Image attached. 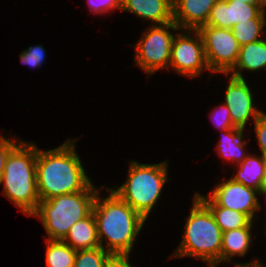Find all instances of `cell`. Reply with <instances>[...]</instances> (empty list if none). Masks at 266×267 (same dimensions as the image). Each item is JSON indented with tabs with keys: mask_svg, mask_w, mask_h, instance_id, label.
I'll list each match as a JSON object with an SVG mask.
<instances>
[{
	"mask_svg": "<svg viewBox=\"0 0 266 267\" xmlns=\"http://www.w3.org/2000/svg\"><path fill=\"white\" fill-rule=\"evenodd\" d=\"M167 162L141 164L132 160L129 163L127 181L111 190L147 220L156 207L164 184L169 180Z\"/></svg>",
	"mask_w": 266,
	"mask_h": 267,
	"instance_id": "obj_6",
	"label": "cell"
},
{
	"mask_svg": "<svg viewBox=\"0 0 266 267\" xmlns=\"http://www.w3.org/2000/svg\"><path fill=\"white\" fill-rule=\"evenodd\" d=\"M21 141L22 140H19V138H12V136L9 140L4 135L2 136L0 134V182L3 177V171L8 155Z\"/></svg>",
	"mask_w": 266,
	"mask_h": 267,
	"instance_id": "obj_26",
	"label": "cell"
},
{
	"mask_svg": "<svg viewBox=\"0 0 266 267\" xmlns=\"http://www.w3.org/2000/svg\"><path fill=\"white\" fill-rule=\"evenodd\" d=\"M266 69V40L255 41L240 46L239 56L233 69L226 76L245 78L244 70L256 72ZM243 71V72H242Z\"/></svg>",
	"mask_w": 266,
	"mask_h": 267,
	"instance_id": "obj_15",
	"label": "cell"
},
{
	"mask_svg": "<svg viewBox=\"0 0 266 267\" xmlns=\"http://www.w3.org/2000/svg\"><path fill=\"white\" fill-rule=\"evenodd\" d=\"M194 195L210 210L222 233L238 228L254 226V221L246 214L217 206L208 196H203V194L198 192L194 193Z\"/></svg>",
	"mask_w": 266,
	"mask_h": 267,
	"instance_id": "obj_18",
	"label": "cell"
},
{
	"mask_svg": "<svg viewBox=\"0 0 266 267\" xmlns=\"http://www.w3.org/2000/svg\"><path fill=\"white\" fill-rule=\"evenodd\" d=\"M130 254H111L105 267H134L130 264Z\"/></svg>",
	"mask_w": 266,
	"mask_h": 267,
	"instance_id": "obj_29",
	"label": "cell"
},
{
	"mask_svg": "<svg viewBox=\"0 0 266 267\" xmlns=\"http://www.w3.org/2000/svg\"><path fill=\"white\" fill-rule=\"evenodd\" d=\"M229 76L224 103L229 109L233 125L245 129L250 118L254 123L263 111L254 106L253 93L246 79Z\"/></svg>",
	"mask_w": 266,
	"mask_h": 267,
	"instance_id": "obj_11",
	"label": "cell"
},
{
	"mask_svg": "<svg viewBox=\"0 0 266 267\" xmlns=\"http://www.w3.org/2000/svg\"><path fill=\"white\" fill-rule=\"evenodd\" d=\"M88 5L94 14H105L112 9L121 10L122 0H88Z\"/></svg>",
	"mask_w": 266,
	"mask_h": 267,
	"instance_id": "obj_27",
	"label": "cell"
},
{
	"mask_svg": "<svg viewBox=\"0 0 266 267\" xmlns=\"http://www.w3.org/2000/svg\"><path fill=\"white\" fill-rule=\"evenodd\" d=\"M200 32L210 73L228 74L237 62L240 45L230 29L210 25L201 26Z\"/></svg>",
	"mask_w": 266,
	"mask_h": 267,
	"instance_id": "obj_9",
	"label": "cell"
},
{
	"mask_svg": "<svg viewBox=\"0 0 266 267\" xmlns=\"http://www.w3.org/2000/svg\"><path fill=\"white\" fill-rule=\"evenodd\" d=\"M211 113V120L213 119L214 125L221 131L236 128L232 123L229 109L225 103L215 107Z\"/></svg>",
	"mask_w": 266,
	"mask_h": 267,
	"instance_id": "obj_25",
	"label": "cell"
},
{
	"mask_svg": "<svg viewBox=\"0 0 266 267\" xmlns=\"http://www.w3.org/2000/svg\"><path fill=\"white\" fill-rule=\"evenodd\" d=\"M37 146L23 140L6 159L0 185L2 194L25 215L31 216L40 202L36 181Z\"/></svg>",
	"mask_w": 266,
	"mask_h": 267,
	"instance_id": "obj_3",
	"label": "cell"
},
{
	"mask_svg": "<svg viewBox=\"0 0 266 267\" xmlns=\"http://www.w3.org/2000/svg\"><path fill=\"white\" fill-rule=\"evenodd\" d=\"M111 253L101 246L94 249L77 250L73 267H105Z\"/></svg>",
	"mask_w": 266,
	"mask_h": 267,
	"instance_id": "obj_23",
	"label": "cell"
},
{
	"mask_svg": "<svg viewBox=\"0 0 266 267\" xmlns=\"http://www.w3.org/2000/svg\"><path fill=\"white\" fill-rule=\"evenodd\" d=\"M244 3H262L260 0H236Z\"/></svg>",
	"mask_w": 266,
	"mask_h": 267,
	"instance_id": "obj_32",
	"label": "cell"
},
{
	"mask_svg": "<svg viewBox=\"0 0 266 267\" xmlns=\"http://www.w3.org/2000/svg\"><path fill=\"white\" fill-rule=\"evenodd\" d=\"M218 0H173V22L181 29L198 30L206 25Z\"/></svg>",
	"mask_w": 266,
	"mask_h": 267,
	"instance_id": "obj_13",
	"label": "cell"
},
{
	"mask_svg": "<svg viewBox=\"0 0 266 267\" xmlns=\"http://www.w3.org/2000/svg\"><path fill=\"white\" fill-rule=\"evenodd\" d=\"M106 188L108 196H99V189L92 210L100 246L111 254H130L146 220L111 188Z\"/></svg>",
	"mask_w": 266,
	"mask_h": 267,
	"instance_id": "obj_2",
	"label": "cell"
},
{
	"mask_svg": "<svg viewBox=\"0 0 266 267\" xmlns=\"http://www.w3.org/2000/svg\"><path fill=\"white\" fill-rule=\"evenodd\" d=\"M260 263H261L260 260H258L257 258L256 259L254 258L253 260H251L249 262H246V263H238V262H235L234 264H235V267H239V264H244V265H258Z\"/></svg>",
	"mask_w": 266,
	"mask_h": 267,
	"instance_id": "obj_30",
	"label": "cell"
},
{
	"mask_svg": "<svg viewBox=\"0 0 266 267\" xmlns=\"http://www.w3.org/2000/svg\"><path fill=\"white\" fill-rule=\"evenodd\" d=\"M99 189L93 184L85 191L68 193L40 201L31 216H37L48 240H63L70 228L92 213Z\"/></svg>",
	"mask_w": 266,
	"mask_h": 267,
	"instance_id": "obj_5",
	"label": "cell"
},
{
	"mask_svg": "<svg viewBox=\"0 0 266 267\" xmlns=\"http://www.w3.org/2000/svg\"><path fill=\"white\" fill-rule=\"evenodd\" d=\"M208 195L217 206L242 212L252 221L257 217L256 212L262 208L257 197L262 194L258 190L235 182L231 178L218 183Z\"/></svg>",
	"mask_w": 266,
	"mask_h": 267,
	"instance_id": "obj_10",
	"label": "cell"
},
{
	"mask_svg": "<svg viewBox=\"0 0 266 267\" xmlns=\"http://www.w3.org/2000/svg\"><path fill=\"white\" fill-rule=\"evenodd\" d=\"M249 19H266L263 3L218 0L211 10L206 25L231 30L234 25Z\"/></svg>",
	"mask_w": 266,
	"mask_h": 267,
	"instance_id": "obj_12",
	"label": "cell"
},
{
	"mask_svg": "<svg viewBox=\"0 0 266 267\" xmlns=\"http://www.w3.org/2000/svg\"><path fill=\"white\" fill-rule=\"evenodd\" d=\"M252 227H243L222 233L221 262H229L235 256L243 257L253 242Z\"/></svg>",
	"mask_w": 266,
	"mask_h": 267,
	"instance_id": "obj_19",
	"label": "cell"
},
{
	"mask_svg": "<svg viewBox=\"0 0 266 267\" xmlns=\"http://www.w3.org/2000/svg\"><path fill=\"white\" fill-rule=\"evenodd\" d=\"M20 61L24 65H29V67H40L44 61L46 54L45 49L41 45L30 46L27 50L21 52Z\"/></svg>",
	"mask_w": 266,
	"mask_h": 267,
	"instance_id": "obj_24",
	"label": "cell"
},
{
	"mask_svg": "<svg viewBox=\"0 0 266 267\" xmlns=\"http://www.w3.org/2000/svg\"><path fill=\"white\" fill-rule=\"evenodd\" d=\"M253 124L261 155L266 158V113L263 112Z\"/></svg>",
	"mask_w": 266,
	"mask_h": 267,
	"instance_id": "obj_28",
	"label": "cell"
},
{
	"mask_svg": "<svg viewBox=\"0 0 266 267\" xmlns=\"http://www.w3.org/2000/svg\"><path fill=\"white\" fill-rule=\"evenodd\" d=\"M174 23L151 25L135 44V63L149 74V77L162 69H169L173 31H180Z\"/></svg>",
	"mask_w": 266,
	"mask_h": 267,
	"instance_id": "obj_7",
	"label": "cell"
},
{
	"mask_svg": "<svg viewBox=\"0 0 266 267\" xmlns=\"http://www.w3.org/2000/svg\"><path fill=\"white\" fill-rule=\"evenodd\" d=\"M121 10L154 25L173 22V0H122Z\"/></svg>",
	"mask_w": 266,
	"mask_h": 267,
	"instance_id": "obj_14",
	"label": "cell"
},
{
	"mask_svg": "<svg viewBox=\"0 0 266 267\" xmlns=\"http://www.w3.org/2000/svg\"><path fill=\"white\" fill-rule=\"evenodd\" d=\"M169 68L182 76L194 79L201 76L202 71L210 72L203 39L198 30L180 29V32L176 33L172 42Z\"/></svg>",
	"mask_w": 266,
	"mask_h": 267,
	"instance_id": "obj_8",
	"label": "cell"
},
{
	"mask_svg": "<svg viewBox=\"0 0 266 267\" xmlns=\"http://www.w3.org/2000/svg\"><path fill=\"white\" fill-rule=\"evenodd\" d=\"M266 19H249V21L240 22L231 29L233 36L239 45L249 44L262 40L265 32ZM263 32V34H262Z\"/></svg>",
	"mask_w": 266,
	"mask_h": 267,
	"instance_id": "obj_22",
	"label": "cell"
},
{
	"mask_svg": "<svg viewBox=\"0 0 266 267\" xmlns=\"http://www.w3.org/2000/svg\"><path fill=\"white\" fill-rule=\"evenodd\" d=\"M243 128H233L230 130H223L222 136L219 142L217 143V153L225 159V161H230L229 163H235L236 165L240 164L246 156L249 154L245 153L244 148L247 144L246 139H243L244 136ZM232 161V162H231Z\"/></svg>",
	"mask_w": 266,
	"mask_h": 267,
	"instance_id": "obj_20",
	"label": "cell"
},
{
	"mask_svg": "<svg viewBox=\"0 0 266 267\" xmlns=\"http://www.w3.org/2000/svg\"><path fill=\"white\" fill-rule=\"evenodd\" d=\"M46 267H73L77 250L67 245L63 240L45 239Z\"/></svg>",
	"mask_w": 266,
	"mask_h": 267,
	"instance_id": "obj_21",
	"label": "cell"
},
{
	"mask_svg": "<svg viewBox=\"0 0 266 267\" xmlns=\"http://www.w3.org/2000/svg\"><path fill=\"white\" fill-rule=\"evenodd\" d=\"M264 10L266 11V2L264 3Z\"/></svg>",
	"mask_w": 266,
	"mask_h": 267,
	"instance_id": "obj_34",
	"label": "cell"
},
{
	"mask_svg": "<svg viewBox=\"0 0 266 267\" xmlns=\"http://www.w3.org/2000/svg\"><path fill=\"white\" fill-rule=\"evenodd\" d=\"M237 173L231 179L247 187L258 190L261 194L266 184V158L260 154H248L246 158L237 165Z\"/></svg>",
	"mask_w": 266,
	"mask_h": 267,
	"instance_id": "obj_16",
	"label": "cell"
},
{
	"mask_svg": "<svg viewBox=\"0 0 266 267\" xmlns=\"http://www.w3.org/2000/svg\"><path fill=\"white\" fill-rule=\"evenodd\" d=\"M76 139L59 147L41 150L37 147L36 181L40 201L87 190L93 183L88 178L75 150Z\"/></svg>",
	"mask_w": 266,
	"mask_h": 267,
	"instance_id": "obj_1",
	"label": "cell"
},
{
	"mask_svg": "<svg viewBox=\"0 0 266 267\" xmlns=\"http://www.w3.org/2000/svg\"><path fill=\"white\" fill-rule=\"evenodd\" d=\"M239 267H265L262 263L258 265H244V264H239Z\"/></svg>",
	"mask_w": 266,
	"mask_h": 267,
	"instance_id": "obj_31",
	"label": "cell"
},
{
	"mask_svg": "<svg viewBox=\"0 0 266 267\" xmlns=\"http://www.w3.org/2000/svg\"><path fill=\"white\" fill-rule=\"evenodd\" d=\"M265 196L266 197V184H265V188H264V190H263V192H262V196Z\"/></svg>",
	"mask_w": 266,
	"mask_h": 267,
	"instance_id": "obj_33",
	"label": "cell"
},
{
	"mask_svg": "<svg viewBox=\"0 0 266 267\" xmlns=\"http://www.w3.org/2000/svg\"><path fill=\"white\" fill-rule=\"evenodd\" d=\"M63 241L75 250L94 249L100 246L97 224L93 212L76 222Z\"/></svg>",
	"mask_w": 266,
	"mask_h": 267,
	"instance_id": "obj_17",
	"label": "cell"
},
{
	"mask_svg": "<svg viewBox=\"0 0 266 267\" xmlns=\"http://www.w3.org/2000/svg\"><path fill=\"white\" fill-rule=\"evenodd\" d=\"M193 197L183 239L173 255L198 258L209 267H217L221 263L222 231L210 210L195 195Z\"/></svg>",
	"mask_w": 266,
	"mask_h": 267,
	"instance_id": "obj_4",
	"label": "cell"
}]
</instances>
